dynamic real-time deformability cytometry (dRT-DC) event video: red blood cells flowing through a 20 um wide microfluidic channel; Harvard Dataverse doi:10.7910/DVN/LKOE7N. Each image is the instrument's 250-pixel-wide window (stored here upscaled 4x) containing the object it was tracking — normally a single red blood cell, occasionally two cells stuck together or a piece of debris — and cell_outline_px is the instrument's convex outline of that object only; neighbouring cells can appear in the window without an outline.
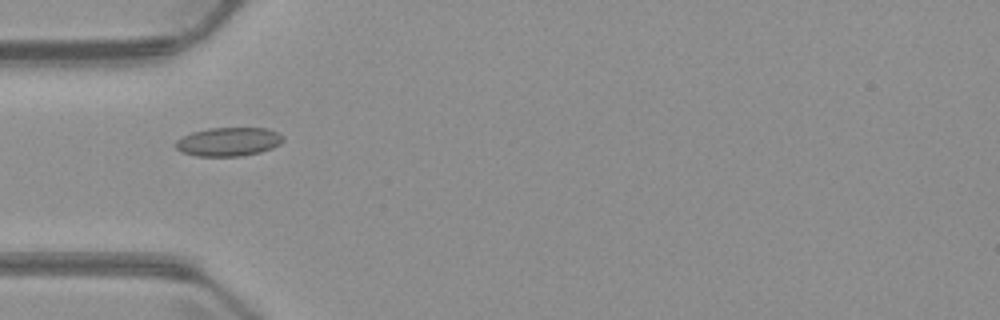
{"species": "common noctule bat (a hibernating species)", "species_latin": "Nyctalus noctula", "temperature_condition": "warm", "stored_images_in_passage": 4, "camera_frame_rate_fps": 3000, "um_per_image_px": 0.085, "animal": {"sex": "male", "body_mass_g": 23.1, "forearm_length_mm": 52.7}, "frame": {"image": 1, "passage_image": 3, "time_ms": 2.333, "image_size_px": [1000, 320], "cell_outline_px": [[284, 140], [280, 144], [272, 148], [260, 152], [240, 156], [196, 156], [180, 152], [176, 148], [176, 140], [192, 132], [208, 128], [268, 128], [284, 136]], "centroid_in_image_um": [19.43, 12.05], "position_along_channel_um": 65.6, "area_um2": 18.03}}
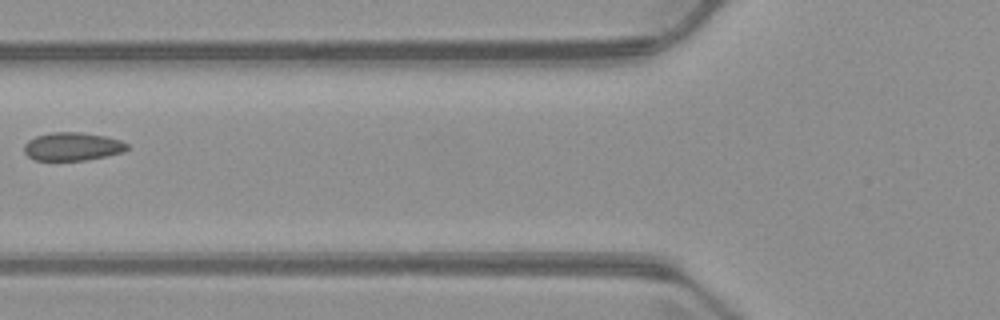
{"frame": {"image": 2, "passage_image": 4, "time_ms": 3.667, "image_size_px": [1000, 320], "cell_outline_px": [[128, 148], [124, 152], [84, 160], [36, 160], [28, 156], [24, 152], [24, 144], [28, 140], [36, 136], [52, 132], [80, 132], [104, 136], [120, 140], [128, 144]], "centroid_in_image_um": [6.14, 12.45], "position_along_channel_um": 119.7, "area_um2": 16.82}}